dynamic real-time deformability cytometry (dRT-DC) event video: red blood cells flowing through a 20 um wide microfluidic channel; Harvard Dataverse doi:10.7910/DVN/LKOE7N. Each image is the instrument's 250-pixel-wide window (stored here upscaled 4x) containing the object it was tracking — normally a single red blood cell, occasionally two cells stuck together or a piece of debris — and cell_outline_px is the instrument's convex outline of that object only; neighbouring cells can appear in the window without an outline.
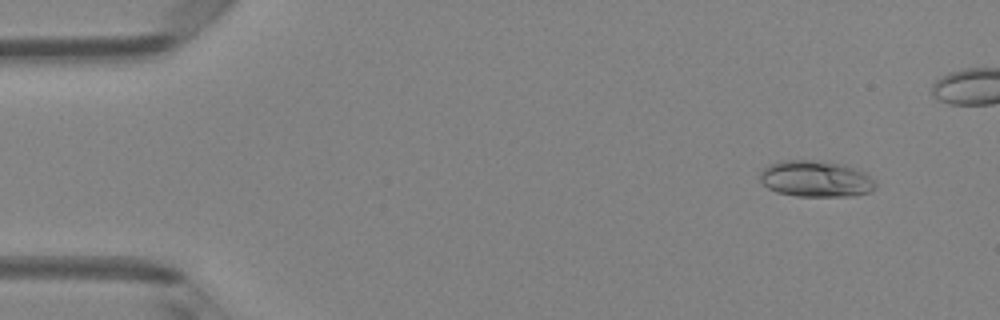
{"species": "Egyptian fruit bat (a non-hibernating species)", "species_latin": "Rousettus aegyptiacus", "temperature_condition": "room temperature", "stored_images_in_passage": 6, "camera_frame_rate_fps": 3000, "um_per_image_px": 0.085, "animal": {"sex": "female"}, "frame": {"image": 1, "passage_image": 2, "time_ms": 0.333, "image_size_px": [1000, 320], "cell_outline_px": [[876, 184], [872, 192], [856, 196], [796, 196], [776, 192], [768, 188], [760, 180], [760, 172], [768, 164], [780, 160], [816, 160], [840, 164], [856, 168], [864, 172]], "centroid_in_image_um": [69.32, 15.2], "position_along_channel_um": 15.7, "area_um2": 24.57}}